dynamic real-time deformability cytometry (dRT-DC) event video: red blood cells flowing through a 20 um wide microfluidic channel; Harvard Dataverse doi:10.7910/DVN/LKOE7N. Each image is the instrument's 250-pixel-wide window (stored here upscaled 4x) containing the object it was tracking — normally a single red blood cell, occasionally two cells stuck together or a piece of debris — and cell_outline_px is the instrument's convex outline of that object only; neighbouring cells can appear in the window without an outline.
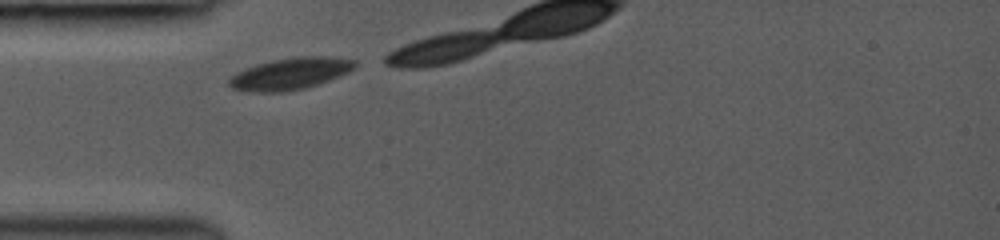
{"species": "common noctule bat (a hibernating species)", "species_latin": "Nyctalus noctula", "temperature_condition": "room temperature", "stored_images_in_passage": 12, "camera_frame_rate_fps": 3000, "um_per_image_px": 0.085, "animal": {"sex": "female", "body_mass_g": 19.0, "forearm_length_mm": 53.3}, "frame": {"image": 1, "passage_image": 1, "time_ms": 0.0, "image_size_px": [1000, 240], "cell_outline_px": [[356, 68], [348, 72], [328, 80], [304, 88], [284, 92], [252, 92], [232, 88], [228, 84], [228, 80], [236, 72], [256, 64], [272, 60], [300, 56], [332, 56], [356, 60]], "centroid_in_image_um": [24.67, 6.25], "position_along_channel_um": 60.3, "area_um2": 23.24}}